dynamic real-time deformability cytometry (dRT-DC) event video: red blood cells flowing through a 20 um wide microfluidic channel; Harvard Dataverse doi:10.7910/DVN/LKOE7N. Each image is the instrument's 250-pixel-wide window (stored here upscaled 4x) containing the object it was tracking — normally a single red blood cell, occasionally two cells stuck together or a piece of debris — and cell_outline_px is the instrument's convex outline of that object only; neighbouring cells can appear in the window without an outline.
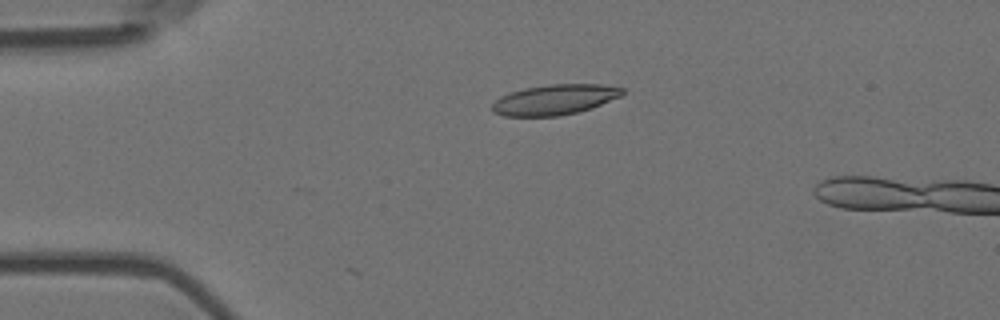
{"species": "Egyptian fruit bat (a non-hibernating species)", "species_latin": "Rousettus aegyptiacus", "temperature_condition": "room temperature", "stored_images_in_passage": 5, "camera_frame_rate_fps": 3000, "um_per_image_px": 0.085, "animal": {"sex": "female"}, "frame": {"image": 1, "passage_image": 2, "time_ms": 0.333, "image_size_px": [1000, 320], "cell_outline_px": [[624, 92], [620, 96], [592, 108], [560, 116], [504, 116], [492, 112], [492, 104], [500, 96], [524, 88], [552, 84], [600, 84], [624, 88]], "centroid_in_image_um": [47.14, 8.47], "position_along_channel_um": 37.9, "area_um2": 22.89}}